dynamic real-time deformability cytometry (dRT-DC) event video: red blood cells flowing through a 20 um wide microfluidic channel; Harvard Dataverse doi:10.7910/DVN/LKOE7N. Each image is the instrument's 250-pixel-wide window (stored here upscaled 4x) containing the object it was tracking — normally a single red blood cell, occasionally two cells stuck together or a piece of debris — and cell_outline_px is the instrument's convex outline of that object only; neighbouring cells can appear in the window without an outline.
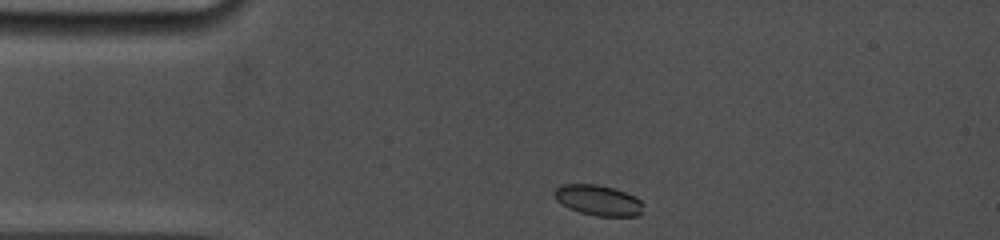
{"species": "common noctule bat (a hibernating species)", "species_latin": "Nyctalus noctula", "temperature_condition": "cold", "stored_images_in_passage": 21, "camera_frame_rate_fps": 5000, "um_per_image_px": 0.085, "animal": {"sex": "female", "body_mass_g": 19.0, "forearm_length_mm": 53.3}, "frame": {"image": 1, "passage_image": 1, "time_ms": 0.0, "image_size_px": [1000, 240], "cell_outline_px": [[644, 212], [636, 216], [596, 216], [580, 212], [568, 208], [556, 200], [552, 196], [552, 192], [560, 184], [596, 184], [612, 188], [624, 192], [640, 200], [644, 204]], "centroid_in_image_um": [50.82, 17.03], "position_along_channel_um": 34.2, "area_um2": 15.95}}
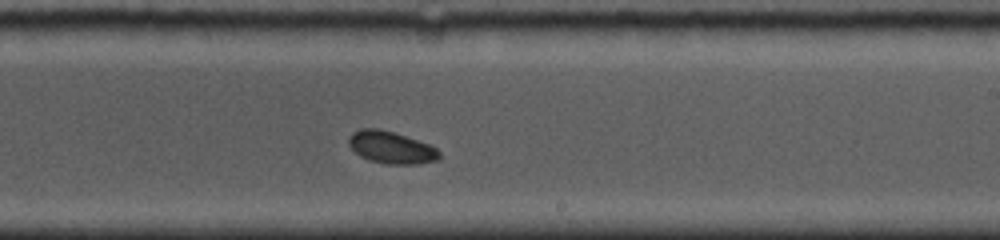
{"frame": {"image": 2, "passage_image": 12, "time_ms": 6.8, "image_size_px": [1000, 240], "cell_outline_px": [[440, 160], [416, 164], [388, 164], [368, 160], [360, 156], [348, 144], [348, 136], [352, 132], [360, 128], [380, 128], [428, 144], [436, 148], [440, 152]], "centroid_in_image_um": [33.23, 12.53], "position_along_channel_um": 255.8, "area_um2": 16.99}}
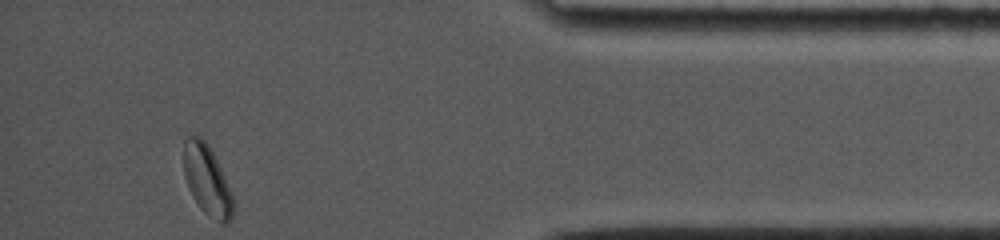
{"frame": {"image": 3, "passage_image": 21, "time_ms": 11.8, "image_size_px": [1000, 240], "cell_outline_px": [[232, 220], [228, 224], [224, 224], [204, 212], [200, 208], [192, 196], [188, 188], [184, 176], [184, 140], [188, 136], [200, 136], [208, 144], [232, 192]], "centroid_in_image_um": [17.58, 15.31], "position_along_channel_um": 417.6, "area_um2": 19.94}, "authors_computed_cell_mechanics": {"area_um2": 16.9932, "velocity_mm_per_s": 3.7986, "shape_relaxation_time_tau1_ms": 2.4725, "shape_relaxation_time_tau2_ms": null, "deformation_change_tau1": 0.0604, "deformation_change_tau2": null}}